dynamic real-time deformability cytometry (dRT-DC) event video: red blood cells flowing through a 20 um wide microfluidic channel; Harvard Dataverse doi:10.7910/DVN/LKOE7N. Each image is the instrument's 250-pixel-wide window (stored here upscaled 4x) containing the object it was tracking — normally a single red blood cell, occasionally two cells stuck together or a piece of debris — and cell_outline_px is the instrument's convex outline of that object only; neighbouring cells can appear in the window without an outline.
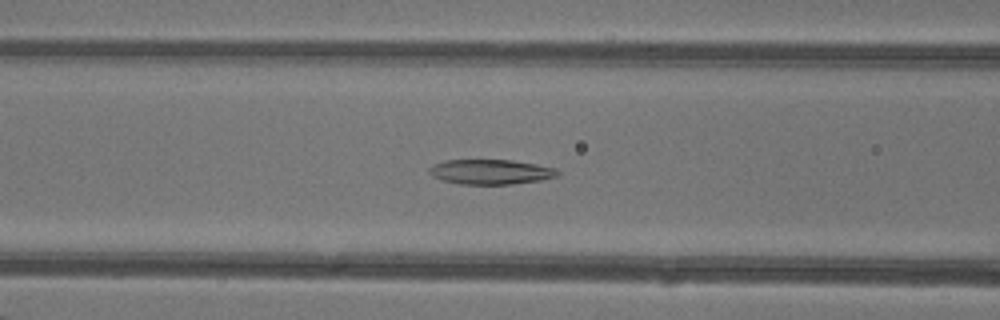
{"species": "common noctule bat (a hibernating species)", "species_latin": "Nyctalus noctula", "temperature_condition": "warm", "stored_images_in_passage": 49, "camera_frame_rate_fps": 3000, "um_per_image_px": 0.085, "animal": {"sex": "female"}, "frame": {"image": 1, "passage_image": 21, "time_ms": 6.667, "image_size_px": [1000, 320], "cell_outline_px": [[560, 176], [540, 180], [512, 184], [460, 184], [444, 180], [432, 176], [428, 172], [428, 168], [432, 164], [444, 160], [512, 160], [536, 164], [556, 168], [560, 172]], "centroid_in_image_um": [41.71, 14.6], "position_along_channel_um": 124.9, "area_um2": 18.73}}
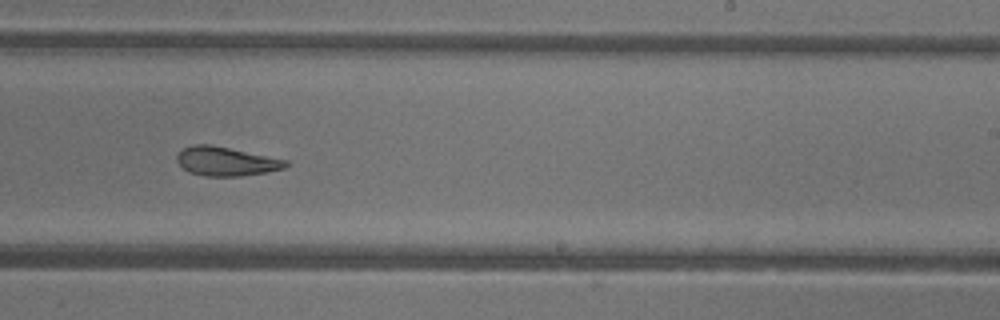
{"frame": {"image": 2, "passage_image": 31, "time_ms": 10.0, "image_size_px": [1000, 320], "cell_outline_px": [[292, 164], [284, 168], [264, 172], [240, 176], [208, 176], [188, 172], [176, 160], [176, 156], [184, 148], [192, 144], [212, 144], [288, 160]], "centroid_in_image_um": [19.24, 13.7], "position_along_channel_um": 269.8, "area_um2": 18.38}}
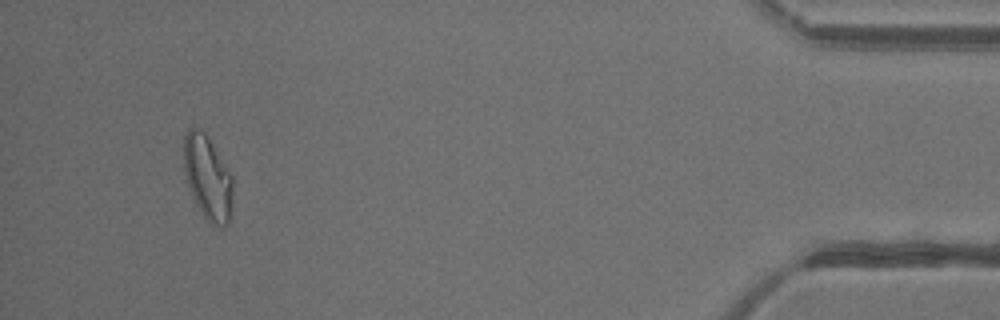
{"frame": {"image": 3, "passage_image": 46, "time_ms": 15.0, "image_size_px": [1000, 320], "cell_outline_px": [[232, 192], [228, 224], [224, 228], [216, 228], [204, 216], [196, 204], [192, 196], [184, 176], [184, 132], [188, 128], [200, 128], [208, 136], [232, 176]], "centroid_in_image_um": [17.63, 15.09], "position_along_channel_um": 417.6, "area_um2": 24.1}, "authors_computed_cell_mechanics": {"area_um2": 21.3282, "velocity_mm_per_s": 4.3594, "shape_relaxation_time_tau1_ms": 8.1967, "shape_relaxation_time_tau2_ms": 4.7441, "deformation_change_tau1": 0.2293, "deformation_change_tau2": 0.1422}}